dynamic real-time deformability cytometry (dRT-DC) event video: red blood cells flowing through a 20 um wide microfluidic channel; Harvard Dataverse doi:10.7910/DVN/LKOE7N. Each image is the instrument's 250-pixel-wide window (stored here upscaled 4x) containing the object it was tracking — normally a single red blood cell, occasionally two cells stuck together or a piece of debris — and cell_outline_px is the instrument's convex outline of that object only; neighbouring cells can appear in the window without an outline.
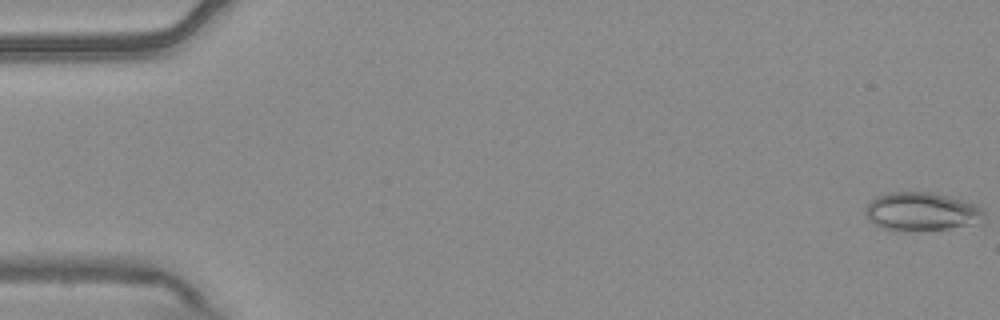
{"species": "common noctule bat (a hibernating species)", "species_latin": "Nyctalus noctula", "temperature_condition": "warm", "stored_images_in_passage": 6, "camera_frame_rate_fps": 3000, "um_per_image_px": 0.085, "animal": {"sex": "male", "body_mass_g": 20.4}, "frame": {"image": 1, "passage_image": 1, "time_ms": 0.0, "image_size_px": [1000, 320], "cell_outline_px": [[984, 224], [948, 228], [884, 228], [868, 220], [864, 212], [864, 208], [876, 196], [888, 192], [932, 192], [948, 196], [976, 204], [984, 208]], "centroid_in_image_um": [78.41, 17.94], "position_along_channel_um": 6.6, "area_um2": 26.18}}